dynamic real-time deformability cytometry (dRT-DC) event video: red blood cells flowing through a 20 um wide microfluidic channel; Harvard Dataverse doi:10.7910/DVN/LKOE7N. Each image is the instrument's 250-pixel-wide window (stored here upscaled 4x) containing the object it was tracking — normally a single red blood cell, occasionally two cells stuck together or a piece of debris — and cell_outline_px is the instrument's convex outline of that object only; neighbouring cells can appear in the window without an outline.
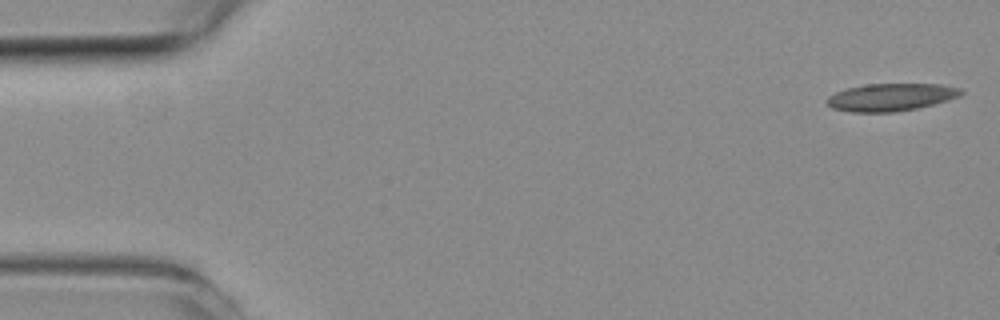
{"species": "common noctule bat (a hibernating species)", "species_latin": "Nyctalus noctula", "temperature_condition": "room temperature", "stored_images_in_passage": 10, "camera_frame_rate_fps": 3000, "um_per_image_px": 0.085, "animal": {"sex": "female", "body_mass_g": 19.3, "forearm_length_mm": 54.1}, "frame": {"image": 1, "passage_image": 1, "time_ms": 0.0, "image_size_px": [1000, 320], "cell_outline_px": [[964, 92], [960, 96], [948, 100], [916, 108], [896, 112], [852, 112], [832, 108], [824, 100], [828, 96], [836, 92], [848, 88], [868, 84], [940, 84], [964, 88]], "centroid_in_image_um": [75.75, 8.26], "position_along_channel_um": 9.2, "area_um2": 21.56}}